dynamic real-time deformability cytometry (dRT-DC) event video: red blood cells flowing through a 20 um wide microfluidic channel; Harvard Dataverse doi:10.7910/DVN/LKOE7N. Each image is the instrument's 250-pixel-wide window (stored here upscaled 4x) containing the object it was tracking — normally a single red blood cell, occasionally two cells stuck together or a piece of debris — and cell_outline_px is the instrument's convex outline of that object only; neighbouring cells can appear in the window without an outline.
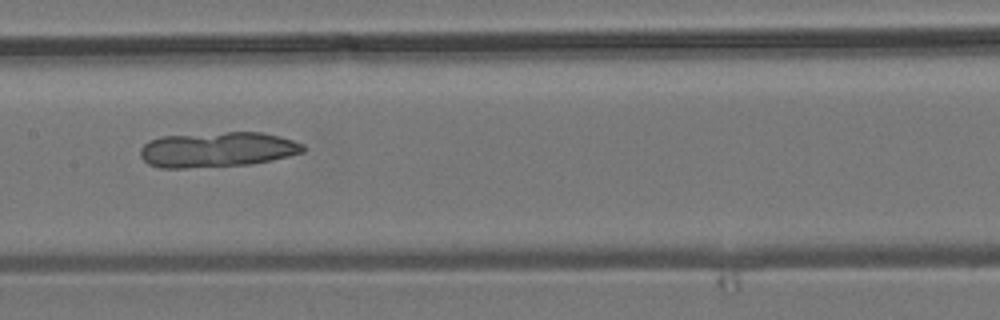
{"species": "common noctule bat (a hibernating species)", "species_latin": "Nyctalus noctula", "temperature_condition": "room temperature", "stored_images_in_passage": 5, "camera_frame_rate_fps": 3000, "um_per_image_px": 0.085, "animal": {"sex": "male", "body_mass_g": 19.2, "forearm_length_mm": 51.8}, "frame": {"image": 1, "passage_image": 5, "time_ms": 5.333, "image_size_px": [1000, 320], "cell_outline_px": [[304, 152], [272, 160], [252, 164], [184, 168], [160, 168], [148, 164], [140, 156], [140, 148], [148, 140], [160, 136], [224, 132], [264, 132], [280, 136], [304, 144]], "centroid_in_image_um": [18.45, 12.71], "position_along_channel_um": 189.0, "area_um2": 33.64}}